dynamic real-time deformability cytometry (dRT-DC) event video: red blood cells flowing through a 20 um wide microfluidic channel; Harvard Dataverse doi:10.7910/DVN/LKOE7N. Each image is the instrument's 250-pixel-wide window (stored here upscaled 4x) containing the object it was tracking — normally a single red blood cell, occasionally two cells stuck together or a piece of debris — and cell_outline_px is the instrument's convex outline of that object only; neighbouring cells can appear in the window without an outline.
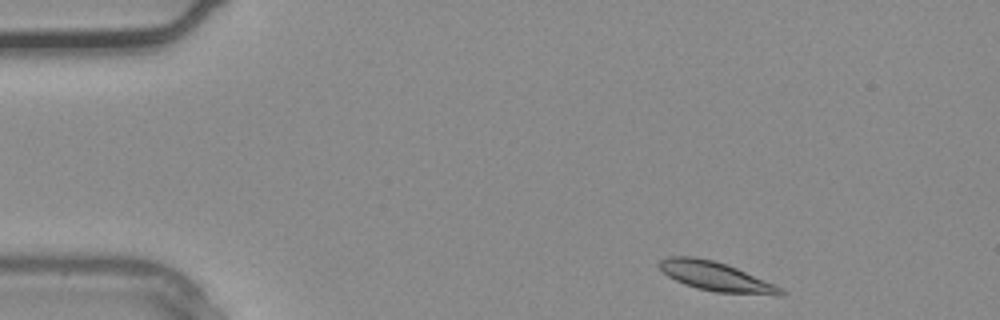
{"species": "common noctule bat (a hibernating species)", "species_latin": "Nyctalus noctula", "temperature_condition": "warm", "stored_images_in_passage": 32, "camera_frame_rate_fps": 3000, "um_per_image_px": 0.085, "animal": {"sex": "male", "body_mass_g": 20.4}, "frame": {"image": 1, "passage_image": 1, "time_ms": 0.0, "image_size_px": [1000, 320], "cell_outline_px": [[788, 292], [784, 296], [776, 296], [716, 292], [696, 288], [684, 284], [668, 276], [656, 264], [660, 260], [668, 256], [692, 256], [712, 260], [728, 264], [772, 284]], "centroid_in_image_um": [60.85, 23.51], "position_along_channel_um": 24.1, "area_um2": 20.69}}
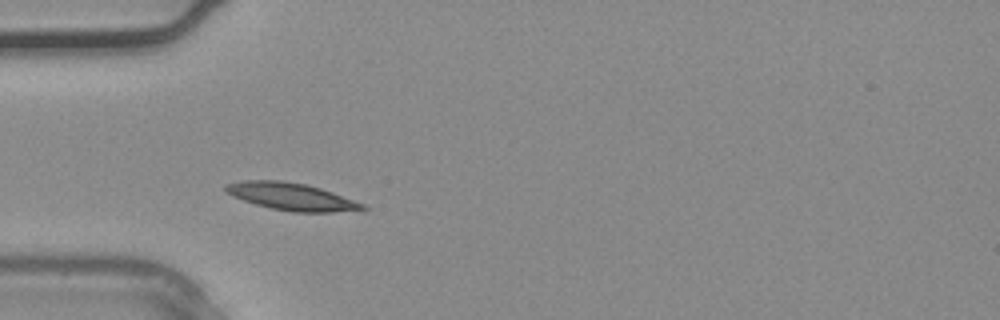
{"frame": {"image": 2, "passage_image": 7, "time_ms": 2.0, "image_size_px": [1000, 320], "cell_outline_px": [[368, 208], [332, 212], [292, 212], [272, 208], [256, 204], [232, 196], [224, 192], [224, 184], [244, 180], [284, 180], [308, 184], [332, 192], [364, 204]], "centroid_in_image_um": [24.7, 16.69], "position_along_channel_um": 60.3, "area_um2": 21.73}}
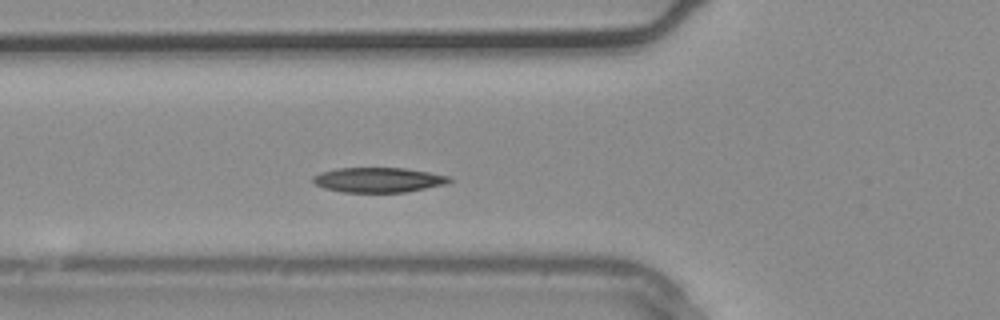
{"frame": {"image": 3, "passage_image": 9, "time_ms": 2.667, "image_size_px": [1000, 320], "cell_outline_px": [[452, 180], [448, 184], [404, 192], [344, 192], [324, 188], [316, 184], [312, 180], [312, 176], [320, 172], [336, 168], [404, 168], [452, 176]], "centroid_in_image_um": [32.18, 15.28], "position_along_channel_um": 93.6, "area_um2": 19.83}}